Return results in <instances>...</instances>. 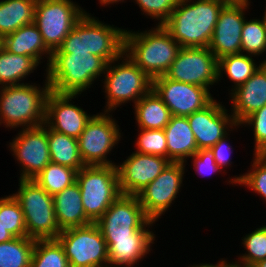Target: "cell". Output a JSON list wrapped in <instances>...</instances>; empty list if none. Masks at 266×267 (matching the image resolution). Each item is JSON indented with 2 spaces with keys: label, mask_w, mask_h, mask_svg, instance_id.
<instances>
[{
  "label": "cell",
  "mask_w": 266,
  "mask_h": 267,
  "mask_svg": "<svg viewBox=\"0 0 266 267\" xmlns=\"http://www.w3.org/2000/svg\"><path fill=\"white\" fill-rule=\"evenodd\" d=\"M142 16L154 20L155 25H162L176 8L178 0H132Z\"/></svg>",
  "instance_id": "ab89813d"
},
{
  "label": "cell",
  "mask_w": 266,
  "mask_h": 267,
  "mask_svg": "<svg viewBox=\"0 0 266 267\" xmlns=\"http://www.w3.org/2000/svg\"><path fill=\"white\" fill-rule=\"evenodd\" d=\"M76 182L80 187L84 212L93 223L121 194L116 165L84 166L77 171Z\"/></svg>",
  "instance_id": "ba28073f"
},
{
  "label": "cell",
  "mask_w": 266,
  "mask_h": 267,
  "mask_svg": "<svg viewBox=\"0 0 266 267\" xmlns=\"http://www.w3.org/2000/svg\"><path fill=\"white\" fill-rule=\"evenodd\" d=\"M56 219L61 230L93 223L85 214L77 182L53 196Z\"/></svg>",
  "instance_id": "d4e9b609"
},
{
  "label": "cell",
  "mask_w": 266,
  "mask_h": 267,
  "mask_svg": "<svg viewBox=\"0 0 266 267\" xmlns=\"http://www.w3.org/2000/svg\"><path fill=\"white\" fill-rule=\"evenodd\" d=\"M263 63L262 59L242 53L226 55L218 59V85L225 78L229 80L228 83H231V86L226 87L229 95L245 83Z\"/></svg>",
  "instance_id": "484cf974"
},
{
  "label": "cell",
  "mask_w": 266,
  "mask_h": 267,
  "mask_svg": "<svg viewBox=\"0 0 266 267\" xmlns=\"http://www.w3.org/2000/svg\"><path fill=\"white\" fill-rule=\"evenodd\" d=\"M43 78L40 84L33 81L0 87V126L16 131L44 124L50 86L45 73Z\"/></svg>",
  "instance_id": "277c9868"
},
{
  "label": "cell",
  "mask_w": 266,
  "mask_h": 267,
  "mask_svg": "<svg viewBox=\"0 0 266 267\" xmlns=\"http://www.w3.org/2000/svg\"><path fill=\"white\" fill-rule=\"evenodd\" d=\"M77 170L50 162L33 180L49 195L63 191L76 182Z\"/></svg>",
  "instance_id": "836d02e7"
},
{
  "label": "cell",
  "mask_w": 266,
  "mask_h": 267,
  "mask_svg": "<svg viewBox=\"0 0 266 267\" xmlns=\"http://www.w3.org/2000/svg\"><path fill=\"white\" fill-rule=\"evenodd\" d=\"M88 52L85 45V14L77 21L62 44L52 53Z\"/></svg>",
  "instance_id": "7bdbcfd3"
},
{
  "label": "cell",
  "mask_w": 266,
  "mask_h": 267,
  "mask_svg": "<svg viewBox=\"0 0 266 267\" xmlns=\"http://www.w3.org/2000/svg\"><path fill=\"white\" fill-rule=\"evenodd\" d=\"M104 238L131 237V234H157L137 195L120 194L96 221ZM154 231V232H153Z\"/></svg>",
  "instance_id": "9c48e42d"
},
{
  "label": "cell",
  "mask_w": 266,
  "mask_h": 267,
  "mask_svg": "<svg viewBox=\"0 0 266 267\" xmlns=\"http://www.w3.org/2000/svg\"><path fill=\"white\" fill-rule=\"evenodd\" d=\"M4 38L0 35V51L3 49Z\"/></svg>",
  "instance_id": "f907efd6"
},
{
  "label": "cell",
  "mask_w": 266,
  "mask_h": 267,
  "mask_svg": "<svg viewBox=\"0 0 266 267\" xmlns=\"http://www.w3.org/2000/svg\"><path fill=\"white\" fill-rule=\"evenodd\" d=\"M226 103L231 104L229 109L239 125L246 117L266 105V63L242 85L238 86L229 95ZM231 102V103H230Z\"/></svg>",
  "instance_id": "44dd1931"
},
{
  "label": "cell",
  "mask_w": 266,
  "mask_h": 267,
  "mask_svg": "<svg viewBox=\"0 0 266 267\" xmlns=\"http://www.w3.org/2000/svg\"><path fill=\"white\" fill-rule=\"evenodd\" d=\"M264 1H266V0H264ZM266 3V2H265ZM264 5H266V4H264ZM263 15H261L260 14V16L263 18V20H264V22H265V25H266V6H265V10H264V12L262 13Z\"/></svg>",
  "instance_id": "681fc988"
},
{
  "label": "cell",
  "mask_w": 266,
  "mask_h": 267,
  "mask_svg": "<svg viewBox=\"0 0 266 267\" xmlns=\"http://www.w3.org/2000/svg\"><path fill=\"white\" fill-rule=\"evenodd\" d=\"M12 138L6 145L19 167L18 179H34L51 162L47 125L16 130Z\"/></svg>",
  "instance_id": "4fadbf2b"
},
{
  "label": "cell",
  "mask_w": 266,
  "mask_h": 267,
  "mask_svg": "<svg viewBox=\"0 0 266 267\" xmlns=\"http://www.w3.org/2000/svg\"><path fill=\"white\" fill-rule=\"evenodd\" d=\"M152 89L174 116L187 117L216 98L207 88L175 81L165 75L152 80Z\"/></svg>",
  "instance_id": "2e32d148"
},
{
  "label": "cell",
  "mask_w": 266,
  "mask_h": 267,
  "mask_svg": "<svg viewBox=\"0 0 266 267\" xmlns=\"http://www.w3.org/2000/svg\"><path fill=\"white\" fill-rule=\"evenodd\" d=\"M133 107L134 111L132 112L137 129H164L172 116L169 108L153 89L137 101Z\"/></svg>",
  "instance_id": "4316f807"
},
{
  "label": "cell",
  "mask_w": 266,
  "mask_h": 267,
  "mask_svg": "<svg viewBox=\"0 0 266 267\" xmlns=\"http://www.w3.org/2000/svg\"><path fill=\"white\" fill-rule=\"evenodd\" d=\"M81 94H60L49 91L45 101V124L57 132L78 139L94 115L75 104Z\"/></svg>",
  "instance_id": "e0dca14e"
},
{
  "label": "cell",
  "mask_w": 266,
  "mask_h": 267,
  "mask_svg": "<svg viewBox=\"0 0 266 267\" xmlns=\"http://www.w3.org/2000/svg\"><path fill=\"white\" fill-rule=\"evenodd\" d=\"M241 53L257 58L266 56V25L261 16L245 19L241 31ZM262 59L266 63V58Z\"/></svg>",
  "instance_id": "1f68e13d"
},
{
  "label": "cell",
  "mask_w": 266,
  "mask_h": 267,
  "mask_svg": "<svg viewBox=\"0 0 266 267\" xmlns=\"http://www.w3.org/2000/svg\"><path fill=\"white\" fill-rule=\"evenodd\" d=\"M105 267H124V266H109V265H107Z\"/></svg>",
  "instance_id": "816d5d0a"
},
{
  "label": "cell",
  "mask_w": 266,
  "mask_h": 267,
  "mask_svg": "<svg viewBox=\"0 0 266 267\" xmlns=\"http://www.w3.org/2000/svg\"><path fill=\"white\" fill-rule=\"evenodd\" d=\"M37 67L41 68L32 57L17 55L3 48L0 51V87L32 82L28 77L35 71L37 73Z\"/></svg>",
  "instance_id": "83f0119b"
},
{
  "label": "cell",
  "mask_w": 266,
  "mask_h": 267,
  "mask_svg": "<svg viewBox=\"0 0 266 267\" xmlns=\"http://www.w3.org/2000/svg\"><path fill=\"white\" fill-rule=\"evenodd\" d=\"M107 64L103 58L88 52L52 53L45 75L50 90L84 97L90 88L95 89L94 84L100 83Z\"/></svg>",
  "instance_id": "7a4b0ae2"
},
{
  "label": "cell",
  "mask_w": 266,
  "mask_h": 267,
  "mask_svg": "<svg viewBox=\"0 0 266 267\" xmlns=\"http://www.w3.org/2000/svg\"><path fill=\"white\" fill-rule=\"evenodd\" d=\"M114 116L111 112H96L78 137L79 152L85 166L117 164L110 155L116 146L119 148L118 144L125 140V135Z\"/></svg>",
  "instance_id": "52a82bcc"
},
{
  "label": "cell",
  "mask_w": 266,
  "mask_h": 267,
  "mask_svg": "<svg viewBox=\"0 0 266 267\" xmlns=\"http://www.w3.org/2000/svg\"><path fill=\"white\" fill-rule=\"evenodd\" d=\"M101 83L105 96L102 112L114 113L128 103L134 106L152 89V79L125 52L107 64Z\"/></svg>",
  "instance_id": "5b68a950"
},
{
  "label": "cell",
  "mask_w": 266,
  "mask_h": 267,
  "mask_svg": "<svg viewBox=\"0 0 266 267\" xmlns=\"http://www.w3.org/2000/svg\"><path fill=\"white\" fill-rule=\"evenodd\" d=\"M35 240L15 237L0 243V267H30Z\"/></svg>",
  "instance_id": "d6a6232c"
},
{
  "label": "cell",
  "mask_w": 266,
  "mask_h": 267,
  "mask_svg": "<svg viewBox=\"0 0 266 267\" xmlns=\"http://www.w3.org/2000/svg\"><path fill=\"white\" fill-rule=\"evenodd\" d=\"M15 238L11 232L7 230L1 223H0V243L10 241L11 239Z\"/></svg>",
  "instance_id": "bcb514c9"
},
{
  "label": "cell",
  "mask_w": 266,
  "mask_h": 267,
  "mask_svg": "<svg viewBox=\"0 0 266 267\" xmlns=\"http://www.w3.org/2000/svg\"><path fill=\"white\" fill-rule=\"evenodd\" d=\"M98 1V4L100 5V6H102V7H107V8H111V6H113L114 7V4H115V6L117 5L118 6V4H121V5H123V3L125 4V3H127V1L128 2H130L129 0H97Z\"/></svg>",
  "instance_id": "f6af8a7d"
},
{
  "label": "cell",
  "mask_w": 266,
  "mask_h": 267,
  "mask_svg": "<svg viewBox=\"0 0 266 267\" xmlns=\"http://www.w3.org/2000/svg\"><path fill=\"white\" fill-rule=\"evenodd\" d=\"M12 195L18 201L25 218L27 237L34 240L56 239L61 233L53 196L35 180L19 179Z\"/></svg>",
  "instance_id": "8992f818"
},
{
  "label": "cell",
  "mask_w": 266,
  "mask_h": 267,
  "mask_svg": "<svg viewBox=\"0 0 266 267\" xmlns=\"http://www.w3.org/2000/svg\"><path fill=\"white\" fill-rule=\"evenodd\" d=\"M156 234H131V237L104 238L107 245L108 265L139 267L153 251ZM154 244V245H153ZM152 251V252H151Z\"/></svg>",
  "instance_id": "7402d4cb"
},
{
  "label": "cell",
  "mask_w": 266,
  "mask_h": 267,
  "mask_svg": "<svg viewBox=\"0 0 266 267\" xmlns=\"http://www.w3.org/2000/svg\"><path fill=\"white\" fill-rule=\"evenodd\" d=\"M244 253H238L234 260L242 265L251 267L258 261L266 259V225H260L253 231L245 233L241 238Z\"/></svg>",
  "instance_id": "d590c367"
},
{
  "label": "cell",
  "mask_w": 266,
  "mask_h": 267,
  "mask_svg": "<svg viewBox=\"0 0 266 267\" xmlns=\"http://www.w3.org/2000/svg\"><path fill=\"white\" fill-rule=\"evenodd\" d=\"M230 0H178L162 24L180 47H208L218 16Z\"/></svg>",
  "instance_id": "6da1fadb"
},
{
  "label": "cell",
  "mask_w": 266,
  "mask_h": 267,
  "mask_svg": "<svg viewBox=\"0 0 266 267\" xmlns=\"http://www.w3.org/2000/svg\"><path fill=\"white\" fill-rule=\"evenodd\" d=\"M62 245L69 267H105L107 245L96 223L64 229L56 238Z\"/></svg>",
  "instance_id": "8fae6325"
},
{
  "label": "cell",
  "mask_w": 266,
  "mask_h": 267,
  "mask_svg": "<svg viewBox=\"0 0 266 267\" xmlns=\"http://www.w3.org/2000/svg\"><path fill=\"white\" fill-rule=\"evenodd\" d=\"M37 0H0V35L15 32L34 23Z\"/></svg>",
  "instance_id": "f1b7e54d"
},
{
  "label": "cell",
  "mask_w": 266,
  "mask_h": 267,
  "mask_svg": "<svg viewBox=\"0 0 266 267\" xmlns=\"http://www.w3.org/2000/svg\"><path fill=\"white\" fill-rule=\"evenodd\" d=\"M253 2L230 0L222 8L208 46L217 59L241 53V31Z\"/></svg>",
  "instance_id": "9a60e30c"
},
{
  "label": "cell",
  "mask_w": 266,
  "mask_h": 267,
  "mask_svg": "<svg viewBox=\"0 0 266 267\" xmlns=\"http://www.w3.org/2000/svg\"><path fill=\"white\" fill-rule=\"evenodd\" d=\"M123 158V162L117 160V172L119 190L121 194L137 195L150 182L167 167L169 159L158 156L142 154L132 151Z\"/></svg>",
  "instance_id": "d6986e66"
},
{
  "label": "cell",
  "mask_w": 266,
  "mask_h": 267,
  "mask_svg": "<svg viewBox=\"0 0 266 267\" xmlns=\"http://www.w3.org/2000/svg\"><path fill=\"white\" fill-rule=\"evenodd\" d=\"M239 125L245 131L247 128L252 131V154H266V105L250 114Z\"/></svg>",
  "instance_id": "f35d334b"
},
{
  "label": "cell",
  "mask_w": 266,
  "mask_h": 267,
  "mask_svg": "<svg viewBox=\"0 0 266 267\" xmlns=\"http://www.w3.org/2000/svg\"><path fill=\"white\" fill-rule=\"evenodd\" d=\"M188 160H191V166L196 172V175L202 178L207 177L208 179H210L212 175L216 176V174L217 176L219 174H223V177H225L224 175H226L224 171L215 162L213 154L209 149L198 150L197 153L190 156Z\"/></svg>",
  "instance_id": "60d3db41"
},
{
  "label": "cell",
  "mask_w": 266,
  "mask_h": 267,
  "mask_svg": "<svg viewBox=\"0 0 266 267\" xmlns=\"http://www.w3.org/2000/svg\"><path fill=\"white\" fill-rule=\"evenodd\" d=\"M0 223L14 237H27L24 213L12 194L0 197Z\"/></svg>",
  "instance_id": "8d00e7d4"
},
{
  "label": "cell",
  "mask_w": 266,
  "mask_h": 267,
  "mask_svg": "<svg viewBox=\"0 0 266 267\" xmlns=\"http://www.w3.org/2000/svg\"><path fill=\"white\" fill-rule=\"evenodd\" d=\"M251 165L245 173L239 175H228L225 184L233 187H245L251 193L263 200L266 204V154H253ZM227 182V183H226Z\"/></svg>",
  "instance_id": "4dcf8cb0"
},
{
  "label": "cell",
  "mask_w": 266,
  "mask_h": 267,
  "mask_svg": "<svg viewBox=\"0 0 266 267\" xmlns=\"http://www.w3.org/2000/svg\"><path fill=\"white\" fill-rule=\"evenodd\" d=\"M251 267H266V259L258 261L256 264H254Z\"/></svg>",
  "instance_id": "c3c4849f"
},
{
  "label": "cell",
  "mask_w": 266,
  "mask_h": 267,
  "mask_svg": "<svg viewBox=\"0 0 266 267\" xmlns=\"http://www.w3.org/2000/svg\"><path fill=\"white\" fill-rule=\"evenodd\" d=\"M93 15L89 11L85 13L86 50L110 63L124 52L126 28L108 24Z\"/></svg>",
  "instance_id": "ffe728a7"
},
{
  "label": "cell",
  "mask_w": 266,
  "mask_h": 267,
  "mask_svg": "<svg viewBox=\"0 0 266 267\" xmlns=\"http://www.w3.org/2000/svg\"><path fill=\"white\" fill-rule=\"evenodd\" d=\"M47 138L52 163L69 166L77 171L85 166L79 152L78 139L52 130L48 126Z\"/></svg>",
  "instance_id": "f546056e"
},
{
  "label": "cell",
  "mask_w": 266,
  "mask_h": 267,
  "mask_svg": "<svg viewBox=\"0 0 266 267\" xmlns=\"http://www.w3.org/2000/svg\"><path fill=\"white\" fill-rule=\"evenodd\" d=\"M134 151L167 158V140L164 129H136ZM138 133V134H137Z\"/></svg>",
  "instance_id": "74e56055"
},
{
  "label": "cell",
  "mask_w": 266,
  "mask_h": 267,
  "mask_svg": "<svg viewBox=\"0 0 266 267\" xmlns=\"http://www.w3.org/2000/svg\"><path fill=\"white\" fill-rule=\"evenodd\" d=\"M81 5V6H80ZM75 0H37L34 24L46 47L53 52L86 13Z\"/></svg>",
  "instance_id": "30bf717a"
},
{
  "label": "cell",
  "mask_w": 266,
  "mask_h": 267,
  "mask_svg": "<svg viewBox=\"0 0 266 267\" xmlns=\"http://www.w3.org/2000/svg\"><path fill=\"white\" fill-rule=\"evenodd\" d=\"M226 257V267H248L242 264L237 263L236 261H234V259H231L233 261H230V259Z\"/></svg>",
  "instance_id": "7dc6e473"
},
{
  "label": "cell",
  "mask_w": 266,
  "mask_h": 267,
  "mask_svg": "<svg viewBox=\"0 0 266 267\" xmlns=\"http://www.w3.org/2000/svg\"><path fill=\"white\" fill-rule=\"evenodd\" d=\"M187 171L185 163L170 162L154 181L137 194L145 214L151 220L159 222L171 211L185 187L183 181Z\"/></svg>",
  "instance_id": "7c38bea8"
},
{
  "label": "cell",
  "mask_w": 266,
  "mask_h": 267,
  "mask_svg": "<svg viewBox=\"0 0 266 267\" xmlns=\"http://www.w3.org/2000/svg\"><path fill=\"white\" fill-rule=\"evenodd\" d=\"M188 267H226V258H220L216 263H210L206 261V263L204 262H199V263H193V264H189Z\"/></svg>",
  "instance_id": "ee69618b"
},
{
  "label": "cell",
  "mask_w": 266,
  "mask_h": 267,
  "mask_svg": "<svg viewBox=\"0 0 266 267\" xmlns=\"http://www.w3.org/2000/svg\"><path fill=\"white\" fill-rule=\"evenodd\" d=\"M228 107L215 98L204 109L187 116L198 150L210 149L238 125Z\"/></svg>",
  "instance_id": "ac0fdd59"
},
{
  "label": "cell",
  "mask_w": 266,
  "mask_h": 267,
  "mask_svg": "<svg viewBox=\"0 0 266 267\" xmlns=\"http://www.w3.org/2000/svg\"><path fill=\"white\" fill-rule=\"evenodd\" d=\"M150 28H126L124 52L153 80L168 72L181 47L163 25Z\"/></svg>",
  "instance_id": "3957f363"
},
{
  "label": "cell",
  "mask_w": 266,
  "mask_h": 267,
  "mask_svg": "<svg viewBox=\"0 0 266 267\" xmlns=\"http://www.w3.org/2000/svg\"><path fill=\"white\" fill-rule=\"evenodd\" d=\"M3 48L17 55L32 57L40 66L42 65L43 72L46 71L52 57V52L44 44L41 33L34 23L22 26L5 36Z\"/></svg>",
  "instance_id": "603a6c76"
},
{
  "label": "cell",
  "mask_w": 266,
  "mask_h": 267,
  "mask_svg": "<svg viewBox=\"0 0 266 267\" xmlns=\"http://www.w3.org/2000/svg\"><path fill=\"white\" fill-rule=\"evenodd\" d=\"M165 76L209 91L215 90L218 85V59L208 47H181Z\"/></svg>",
  "instance_id": "5bb4252c"
},
{
  "label": "cell",
  "mask_w": 266,
  "mask_h": 267,
  "mask_svg": "<svg viewBox=\"0 0 266 267\" xmlns=\"http://www.w3.org/2000/svg\"><path fill=\"white\" fill-rule=\"evenodd\" d=\"M241 129L240 125H237L229 134H227L224 138L220 139L213 147H211L209 150L212 152L213 157L215 159V162L217 165L224 171L226 175H228L229 169L234 165V161H232V154H234V148H233V140H230L231 136L233 134L231 133H239L238 131ZM231 141V142H230ZM233 164V165H232Z\"/></svg>",
  "instance_id": "b9f144b4"
},
{
  "label": "cell",
  "mask_w": 266,
  "mask_h": 267,
  "mask_svg": "<svg viewBox=\"0 0 266 267\" xmlns=\"http://www.w3.org/2000/svg\"><path fill=\"white\" fill-rule=\"evenodd\" d=\"M30 267H69V263L57 239L35 240Z\"/></svg>",
  "instance_id": "e575fe53"
},
{
  "label": "cell",
  "mask_w": 266,
  "mask_h": 267,
  "mask_svg": "<svg viewBox=\"0 0 266 267\" xmlns=\"http://www.w3.org/2000/svg\"><path fill=\"white\" fill-rule=\"evenodd\" d=\"M164 133L167 140V159L190 166L188 158L197 153L198 147L187 117L172 115Z\"/></svg>",
  "instance_id": "cb8c5ba5"
}]
</instances>
